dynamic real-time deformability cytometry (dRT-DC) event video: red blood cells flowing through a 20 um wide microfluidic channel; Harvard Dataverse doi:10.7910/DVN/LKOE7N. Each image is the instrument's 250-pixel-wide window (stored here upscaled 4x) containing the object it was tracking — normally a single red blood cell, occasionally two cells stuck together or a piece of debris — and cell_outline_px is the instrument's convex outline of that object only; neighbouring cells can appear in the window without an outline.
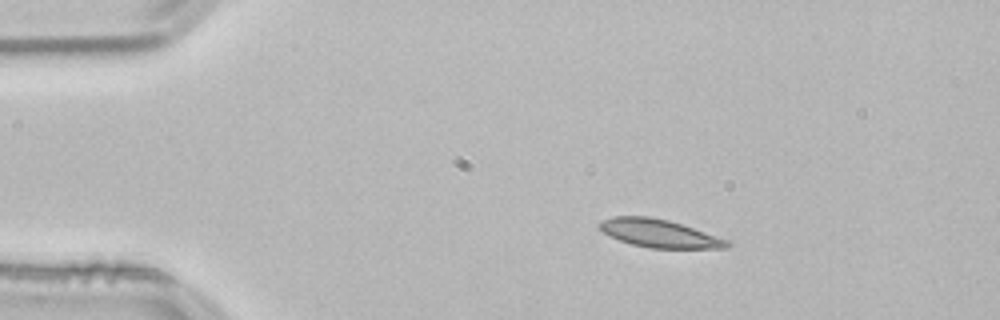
{"species": "common noctule bat (a hibernating species)", "species_latin": "Nyctalus noctula", "temperature_condition": "room temperature", "stored_images_in_passage": 45, "camera_frame_rate_fps": 3000, "um_per_image_px": 0.085, "animal": {"sex": "male", "body_mass_g": 21.5, "forearm_length_mm": 52.0}, "frame": {"image": 1, "passage_image": 1, "time_ms": 0.0, "image_size_px": [1000, 320], "cell_outline_px": [[732, 244], [728, 248], [648, 248], [632, 244], [620, 240], [604, 232], [600, 228], [600, 224], [604, 220], [612, 216], [648, 216], [668, 220], [728, 240]], "centroid_in_image_um": [56.06, 19.84], "position_along_channel_um": 28.9, "area_um2": 20.4}}
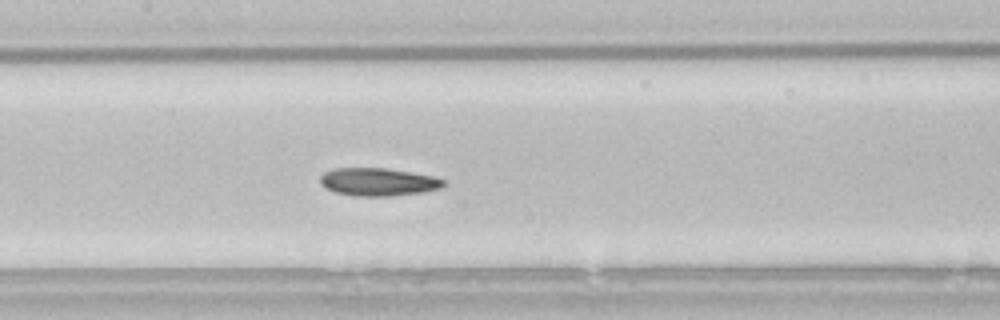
{"frame": {"image": 2, "passage_image": 17, "time_ms": 5.333, "image_size_px": [1000, 320], "cell_outline_px": [[448, 184], [440, 188], [424, 192], [392, 196], [352, 196], [336, 192], [324, 188], [320, 184], [320, 176], [324, 172], [332, 168], [388, 168], [436, 176], [444, 180]], "centroid_in_image_um": [32.16, 15.46], "position_along_channel_um": 175.2, "area_um2": 20.46}}
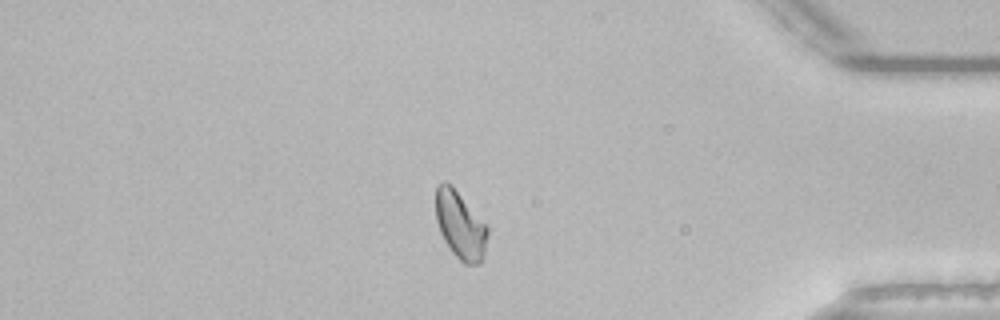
{"frame": {"image": 3, "passage_image": 37, "time_ms": 12.0, "image_size_px": [1000, 320], "cell_outline_px": [[488, 236], [484, 252], [480, 264], [464, 264], [452, 252], [444, 240], [440, 232], [436, 220], [436, 188], [444, 180], [452, 184], [488, 224]], "centroid_in_image_um": [39.14, 19.11], "position_along_channel_um": 396.1, "area_um2": 20.75}, "authors_computed_cell_mechanics": {"area_um2": 20.4034, "velocity_mm_per_s": 3.8118, "shape_relaxation_time_tau1_ms": 8.0511, "shape_relaxation_time_tau2_ms": 6.2598, "deformation_change_tau1": 0.1532, "deformation_change_tau2": 0.1095}}